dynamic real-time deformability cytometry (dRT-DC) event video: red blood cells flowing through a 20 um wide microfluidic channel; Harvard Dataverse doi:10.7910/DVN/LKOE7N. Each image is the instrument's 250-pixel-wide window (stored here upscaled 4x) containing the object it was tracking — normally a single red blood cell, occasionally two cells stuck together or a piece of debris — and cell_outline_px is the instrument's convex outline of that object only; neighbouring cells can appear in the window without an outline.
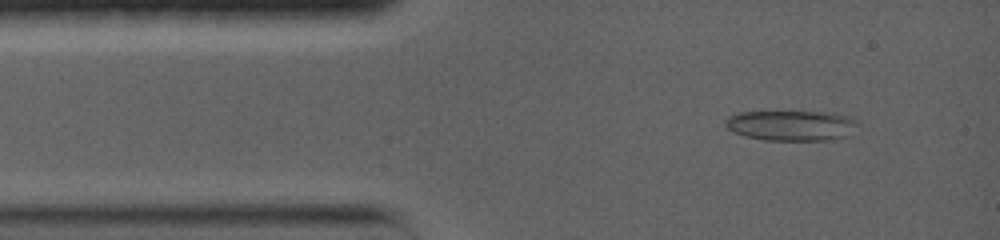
{"species": "common noctule bat (a hibernating species)", "species_latin": "Nyctalus noctula", "temperature_condition": "warm", "stored_images_in_passage": 10, "camera_frame_rate_fps": 5000, "um_per_image_px": 0.085, "animal": {"sex": "female", "body_mass_g": 19.0, "forearm_length_mm": 56.7}, "frame": {"image": 1, "passage_image": 2, "time_ms": 0.8, "image_size_px": [1000, 240], "cell_outline_px": [[852, 124], [848, 136], [828, 140], [764, 140], [744, 136], [732, 132], [724, 124], [724, 120], [728, 116], [736, 112], [824, 112], [852, 116]], "centroid_in_image_um": [67.13, 10.66], "position_along_channel_um": 17.9, "area_um2": 23.12}}
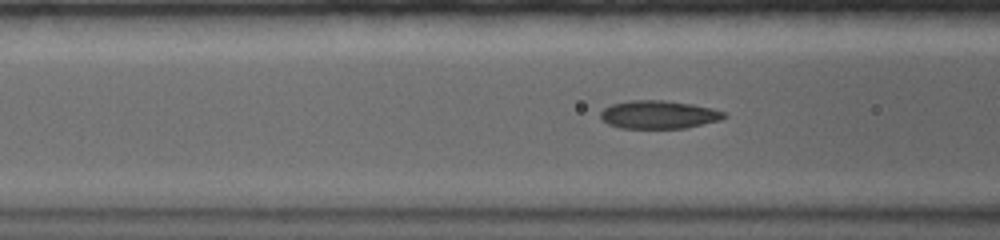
{"frame": {"image": 2, "passage_image": 7, "time_ms": 4.4, "image_size_px": [1000, 240], "cell_outline_px": [[728, 116], [720, 120], [684, 128], [620, 128], [608, 124], [600, 116], [600, 112], [604, 108], [612, 104], [628, 100], [664, 100], [692, 104], [712, 108], [724, 112]], "centroid_in_image_um": [55.98, 9.74], "position_along_channel_um": 110.6, "area_um2": 20.23}}
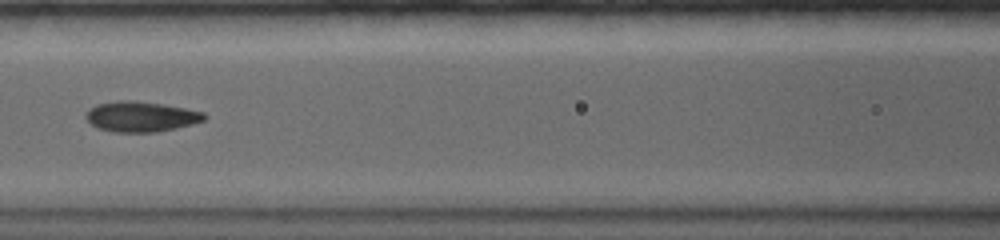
{"frame": {"image": 3, "passage_image": 9, "time_ms": 5.6, "image_size_px": [1000, 240], "cell_outline_px": [[208, 116], [204, 120], [192, 124], [176, 128], [156, 132], [112, 132], [96, 128], [84, 116], [88, 108], [96, 104], [116, 100], [132, 100], [164, 104], [204, 112]], "centroid_in_image_um": [11.95, 9.9], "position_along_channel_um": 154.7, "area_um2": 21.15}}